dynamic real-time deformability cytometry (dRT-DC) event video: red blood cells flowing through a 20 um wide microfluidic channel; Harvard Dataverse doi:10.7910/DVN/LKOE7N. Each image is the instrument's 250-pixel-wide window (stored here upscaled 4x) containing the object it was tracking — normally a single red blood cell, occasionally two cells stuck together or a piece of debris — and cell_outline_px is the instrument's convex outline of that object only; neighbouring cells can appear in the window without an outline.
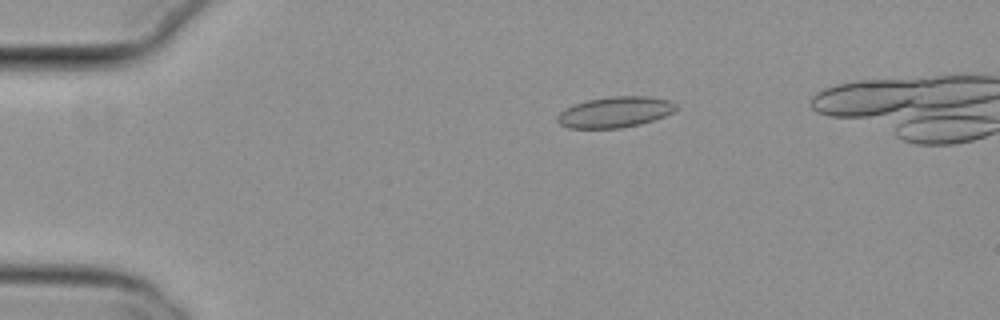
{"species": "common noctule bat (a hibernating species)", "species_latin": "Nyctalus noctula", "temperature_condition": "cold", "stored_images_in_passage": 51, "camera_frame_rate_fps": 3000, "um_per_image_px": 0.085, "animal": {"sex": "female", "body_mass_g": 29.2, "forearm_length_mm": 56.3}, "frame": {"image": 1, "passage_image": 12, "time_ms": 3.667, "image_size_px": [1000, 320], "cell_outline_px": [[676, 108], [672, 112], [664, 116], [640, 124], [620, 128], [568, 128], [560, 124], [556, 120], [556, 116], [564, 108], [588, 100], [608, 96], [648, 96], [672, 100], [676, 104]], "centroid_in_image_um": [52.26, 9.52], "position_along_channel_um": 32.7, "area_um2": 21.33}}
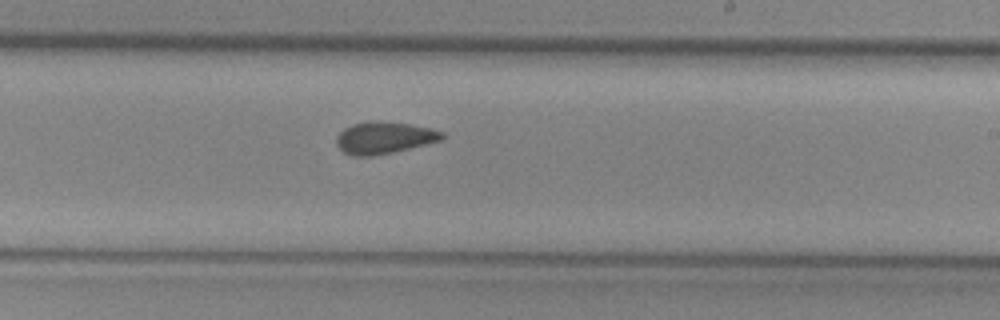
{"frame": {"image": 2, "passage_image": 34, "time_ms": 11.0, "image_size_px": [1000, 320], "cell_outline_px": [[444, 140], [392, 152], [372, 156], [352, 156], [344, 152], [336, 144], [336, 136], [344, 128], [352, 124], [376, 120], [408, 124], [428, 128], [444, 132]], "centroid_in_image_um": [32.64, 11.71], "position_along_channel_um": 256.4, "area_um2": 19.59}}
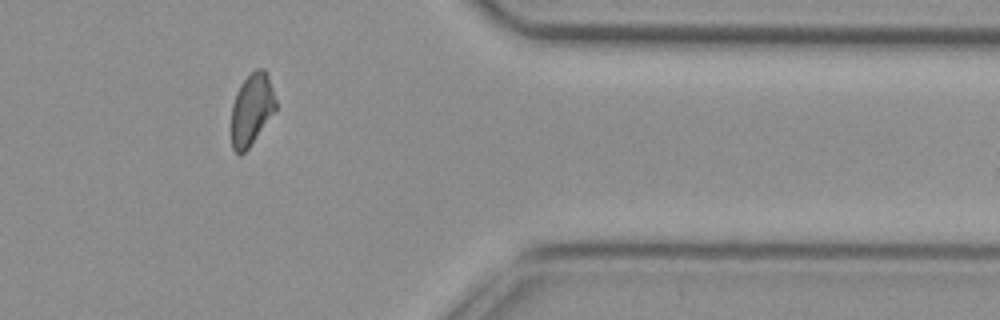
{"frame": {"image": 3, "passage_image": 46, "time_ms": 15.0, "image_size_px": [1000, 320], "cell_outline_px": [[276, 108], [248, 148], [240, 156], [232, 148], [232, 104], [236, 92], [240, 84], [256, 68], [264, 68], [268, 76], [276, 100]], "centroid_in_image_um": [21.37, 9.27], "position_along_channel_um": 390.0, "area_um2": 18.21}}